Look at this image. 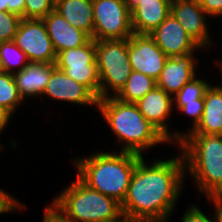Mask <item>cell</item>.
Masks as SVG:
<instances>
[{
	"label": "cell",
	"mask_w": 222,
	"mask_h": 222,
	"mask_svg": "<svg viewBox=\"0 0 222 222\" xmlns=\"http://www.w3.org/2000/svg\"><path fill=\"white\" fill-rule=\"evenodd\" d=\"M150 164L143 156L139 159L121 204L122 215L143 222H168L185 183L184 158L181 153Z\"/></svg>",
	"instance_id": "obj_1"
},
{
	"label": "cell",
	"mask_w": 222,
	"mask_h": 222,
	"mask_svg": "<svg viewBox=\"0 0 222 222\" xmlns=\"http://www.w3.org/2000/svg\"><path fill=\"white\" fill-rule=\"evenodd\" d=\"M144 155L132 152H95L74 160L77 177L87 186L122 204L134 169Z\"/></svg>",
	"instance_id": "obj_2"
},
{
	"label": "cell",
	"mask_w": 222,
	"mask_h": 222,
	"mask_svg": "<svg viewBox=\"0 0 222 222\" xmlns=\"http://www.w3.org/2000/svg\"><path fill=\"white\" fill-rule=\"evenodd\" d=\"M97 109L110 127L120 151L139 155L147 149L170 142L140 113L135 103H125L110 96L98 100Z\"/></svg>",
	"instance_id": "obj_3"
},
{
	"label": "cell",
	"mask_w": 222,
	"mask_h": 222,
	"mask_svg": "<svg viewBox=\"0 0 222 222\" xmlns=\"http://www.w3.org/2000/svg\"><path fill=\"white\" fill-rule=\"evenodd\" d=\"M177 146L197 193L209 197L222 192V135L187 134Z\"/></svg>",
	"instance_id": "obj_4"
},
{
	"label": "cell",
	"mask_w": 222,
	"mask_h": 222,
	"mask_svg": "<svg viewBox=\"0 0 222 222\" xmlns=\"http://www.w3.org/2000/svg\"><path fill=\"white\" fill-rule=\"evenodd\" d=\"M52 201L73 222H110L122 215L120 203L90 188L78 177Z\"/></svg>",
	"instance_id": "obj_5"
},
{
	"label": "cell",
	"mask_w": 222,
	"mask_h": 222,
	"mask_svg": "<svg viewBox=\"0 0 222 222\" xmlns=\"http://www.w3.org/2000/svg\"><path fill=\"white\" fill-rule=\"evenodd\" d=\"M95 50L100 79V99L115 97L132 72L128 56V39L95 41ZM111 91L113 93L109 94Z\"/></svg>",
	"instance_id": "obj_6"
},
{
	"label": "cell",
	"mask_w": 222,
	"mask_h": 222,
	"mask_svg": "<svg viewBox=\"0 0 222 222\" xmlns=\"http://www.w3.org/2000/svg\"><path fill=\"white\" fill-rule=\"evenodd\" d=\"M95 41L129 39L133 32L126 0H92Z\"/></svg>",
	"instance_id": "obj_7"
},
{
	"label": "cell",
	"mask_w": 222,
	"mask_h": 222,
	"mask_svg": "<svg viewBox=\"0 0 222 222\" xmlns=\"http://www.w3.org/2000/svg\"><path fill=\"white\" fill-rule=\"evenodd\" d=\"M55 65L73 80L86 86L100 99V79L94 39L85 45L59 52Z\"/></svg>",
	"instance_id": "obj_8"
},
{
	"label": "cell",
	"mask_w": 222,
	"mask_h": 222,
	"mask_svg": "<svg viewBox=\"0 0 222 222\" xmlns=\"http://www.w3.org/2000/svg\"><path fill=\"white\" fill-rule=\"evenodd\" d=\"M13 41L29 62H56L57 54L42 19L22 18Z\"/></svg>",
	"instance_id": "obj_9"
},
{
	"label": "cell",
	"mask_w": 222,
	"mask_h": 222,
	"mask_svg": "<svg viewBox=\"0 0 222 222\" xmlns=\"http://www.w3.org/2000/svg\"><path fill=\"white\" fill-rule=\"evenodd\" d=\"M128 56L132 71L158 80L168 56L149 34L133 33L128 39Z\"/></svg>",
	"instance_id": "obj_10"
},
{
	"label": "cell",
	"mask_w": 222,
	"mask_h": 222,
	"mask_svg": "<svg viewBox=\"0 0 222 222\" xmlns=\"http://www.w3.org/2000/svg\"><path fill=\"white\" fill-rule=\"evenodd\" d=\"M173 97L159 87H155L145 96L138 100L137 105L140 113L169 141L178 144L183 138L180 131L169 132L167 123L173 112ZM172 110V111H171ZM170 115V116H169Z\"/></svg>",
	"instance_id": "obj_11"
},
{
	"label": "cell",
	"mask_w": 222,
	"mask_h": 222,
	"mask_svg": "<svg viewBox=\"0 0 222 222\" xmlns=\"http://www.w3.org/2000/svg\"><path fill=\"white\" fill-rule=\"evenodd\" d=\"M156 45L168 56L175 57L201 50L180 22L170 13L166 19L149 34Z\"/></svg>",
	"instance_id": "obj_12"
},
{
	"label": "cell",
	"mask_w": 222,
	"mask_h": 222,
	"mask_svg": "<svg viewBox=\"0 0 222 222\" xmlns=\"http://www.w3.org/2000/svg\"><path fill=\"white\" fill-rule=\"evenodd\" d=\"M171 13L200 47H210L212 39L206 23L208 15L199 0H171Z\"/></svg>",
	"instance_id": "obj_13"
},
{
	"label": "cell",
	"mask_w": 222,
	"mask_h": 222,
	"mask_svg": "<svg viewBox=\"0 0 222 222\" xmlns=\"http://www.w3.org/2000/svg\"><path fill=\"white\" fill-rule=\"evenodd\" d=\"M73 103L81 106L98 105V98L84 85L76 82L62 70L55 67L52 70L50 81L42 96Z\"/></svg>",
	"instance_id": "obj_14"
},
{
	"label": "cell",
	"mask_w": 222,
	"mask_h": 222,
	"mask_svg": "<svg viewBox=\"0 0 222 222\" xmlns=\"http://www.w3.org/2000/svg\"><path fill=\"white\" fill-rule=\"evenodd\" d=\"M133 32L150 34L171 13V0H126Z\"/></svg>",
	"instance_id": "obj_15"
},
{
	"label": "cell",
	"mask_w": 222,
	"mask_h": 222,
	"mask_svg": "<svg viewBox=\"0 0 222 222\" xmlns=\"http://www.w3.org/2000/svg\"><path fill=\"white\" fill-rule=\"evenodd\" d=\"M194 54L168 57L156 81L157 87L172 97L175 96L186 83L196 77L197 58Z\"/></svg>",
	"instance_id": "obj_16"
},
{
	"label": "cell",
	"mask_w": 222,
	"mask_h": 222,
	"mask_svg": "<svg viewBox=\"0 0 222 222\" xmlns=\"http://www.w3.org/2000/svg\"><path fill=\"white\" fill-rule=\"evenodd\" d=\"M42 20L56 54L65 49L85 45L92 39L85 31L70 25L55 10L48 13Z\"/></svg>",
	"instance_id": "obj_17"
},
{
	"label": "cell",
	"mask_w": 222,
	"mask_h": 222,
	"mask_svg": "<svg viewBox=\"0 0 222 222\" xmlns=\"http://www.w3.org/2000/svg\"><path fill=\"white\" fill-rule=\"evenodd\" d=\"M55 63L29 62L21 71L13 73L17 90L21 98L42 96L50 81Z\"/></svg>",
	"instance_id": "obj_18"
},
{
	"label": "cell",
	"mask_w": 222,
	"mask_h": 222,
	"mask_svg": "<svg viewBox=\"0 0 222 222\" xmlns=\"http://www.w3.org/2000/svg\"><path fill=\"white\" fill-rule=\"evenodd\" d=\"M187 134L222 135V91L209 86L204 95V111L198 125Z\"/></svg>",
	"instance_id": "obj_19"
},
{
	"label": "cell",
	"mask_w": 222,
	"mask_h": 222,
	"mask_svg": "<svg viewBox=\"0 0 222 222\" xmlns=\"http://www.w3.org/2000/svg\"><path fill=\"white\" fill-rule=\"evenodd\" d=\"M54 10L70 25L93 36L92 0H55Z\"/></svg>",
	"instance_id": "obj_20"
},
{
	"label": "cell",
	"mask_w": 222,
	"mask_h": 222,
	"mask_svg": "<svg viewBox=\"0 0 222 222\" xmlns=\"http://www.w3.org/2000/svg\"><path fill=\"white\" fill-rule=\"evenodd\" d=\"M156 86V80L138 71H132L124 87L115 98L125 103H136Z\"/></svg>",
	"instance_id": "obj_21"
},
{
	"label": "cell",
	"mask_w": 222,
	"mask_h": 222,
	"mask_svg": "<svg viewBox=\"0 0 222 222\" xmlns=\"http://www.w3.org/2000/svg\"><path fill=\"white\" fill-rule=\"evenodd\" d=\"M0 63L2 72L13 74L26 67L29 61L26 54L12 40L0 43Z\"/></svg>",
	"instance_id": "obj_22"
},
{
	"label": "cell",
	"mask_w": 222,
	"mask_h": 222,
	"mask_svg": "<svg viewBox=\"0 0 222 222\" xmlns=\"http://www.w3.org/2000/svg\"><path fill=\"white\" fill-rule=\"evenodd\" d=\"M24 102L21 98L12 73H0V106L6 108L12 114L19 105Z\"/></svg>",
	"instance_id": "obj_23"
},
{
	"label": "cell",
	"mask_w": 222,
	"mask_h": 222,
	"mask_svg": "<svg viewBox=\"0 0 222 222\" xmlns=\"http://www.w3.org/2000/svg\"><path fill=\"white\" fill-rule=\"evenodd\" d=\"M211 83L206 80L198 79L194 77L190 82L186 83L181 90L173 96V104H175L177 110L187 103H197L198 99H204L206 90Z\"/></svg>",
	"instance_id": "obj_24"
},
{
	"label": "cell",
	"mask_w": 222,
	"mask_h": 222,
	"mask_svg": "<svg viewBox=\"0 0 222 222\" xmlns=\"http://www.w3.org/2000/svg\"><path fill=\"white\" fill-rule=\"evenodd\" d=\"M21 17L17 14L0 12V43L14 40Z\"/></svg>",
	"instance_id": "obj_25"
},
{
	"label": "cell",
	"mask_w": 222,
	"mask_h": 222,
	"mask_svg": "<svg viewBox=\"0 0 222 222\" xmlns=\"http://www.w3.org/2000/svg\"><path fill=\"white\" fill-rule=\"evenodd\" d=\"M55 0H25L24 18L43 19L54 10Z\"/></svg>",
	"instance_id": "obj_26"
},
{
	"label": "cell",
	"mask_w": 222,
	"mask_h": 222,
	"mask_svg": "<svg viewBox=\"0 0 222 222\" xmlns=\"http://www.w3.org/2000/svg\"><path fill=\"white\" fill-rule=\"evenodd\" d=\"M179 111L192 118V127L193 130L201 120L203 111H204V99H198L197 103H187L182 106Z\"/></svg>",
	"instance_id": "obj_27"
},
{
	"label": "cell",
	"mask_w": 222,
	"mask_h": 222,
	"mask_svg": "<svg viewBox=\"0 0 222 222\" xmlns=\"http://www.w3.org/2000/svg\"><path fill=\"white\" fill-rule=\"evenodd\" d=\"M16 199L7 192H0V214L26 209L25 205Z\"/></svg>",
	"instance_id": "obj_28"
},
{
	"label": "cell",
	"mask_w": 222,
	"mask_h": 222,
	"mask_svg": "<svg viewBox=\"0 0 222 222\" xmlns=\"http://www.w3.org/2000/svg\"><path fill=\"white\" fill-rule=\"evenodd\" d=\"M44 210L41 222H73L53 201Z\"/></svg>",
	"instance_id": "obj_29"
},
{
	"label": "cell",
	"mask_w": 222,
	"mask_h": 222,
	"mask_svg": "<svg viewBox=\"0 0 222 222\" xmlns=\"http://www.w3.org/2000/svg\"><path fill=\"white\" fill-rule=\"evenodd\" d=\"M186 212L183 214L181 222H216L214 216L208 218L201 209L196 205H189Z\"/></svg>",
	"instance_id": "obj_30"
},
{
	"label": "cell",
	"mask_w": 222,
	"mask_h": 222,
	"mask_svg": "<svg viewBox=\"0 0 222 222\" xmlns=\"http://www.w3.org/2000/svg\"><path fill=\"white\" fill-rule=\"evenodd\" d=\"M199 3L209 18L222 17V0H199Z\"/></svg>",
	"instance_id": "obj_31"
},
{
	"label": "cell",
	"mask_w": 222,
	"mask_h": 222,
	"mask_svg": "<svg viewBox=\"0 0 222 222\" xmlns=\"http://www.w3.org/2000/svg\"><path fill=\"white\" fill-rule=\"evenodd\" d=\"M4 5H6V11L24 18L25 0H4Z\"/></svg>",
	"instance_id": "obj_32"
},
{
	"label": "cell",
	"mask_w": 222,
	"mask_h": 222,
	"mask_svg": "<svg viewBox=\"0 0 222 222\" xmlns=\"http://www.w3.org/2000/svg\"><path fill=\"white\" fill-rule=\"evenodd\" d=\"M207 199L214 206V210L216 209V212L214 213L215 221L222 222V192L213 194L207 197Z\"/></svg>",
	"instance_id": "obj_33"
},
{
	"label": "cell",
	"mask_w": 222,
	"mask_h": 222,
	"mask_svg": "<svg viewBox=\"0 0 222 222\" xmlns=\"http://www.w3.org/2000/svg\"><path fill=\"white\" fill-rule=\"evenodd\" d=\"M12 115L10 111L0 106V135L7 128L6 126L10 123Z\"/></svg>",
	"instance_id": "obj_34"
},
{
	"label": "cell",
	"mask_w": 222,
	"mask_h": 222,
	"mask_svg": "<svg viewBox=\"0 0 222 222\" xmlns=\"http://www.w3.org/2000/svg\"><path fill=\"white\" fill-rule=\"evenodd\" d=\"M117 222H143V221H139L136 219H133L129 216H125V215H121L118 219Z\"/></svg>",
	"instance_id": "obj_35"
},
{
	"label": "cell",
	"mask_w": 222,
	"mask_h": 222,
	"mask_svg": "<svg viewBox=\"0 0 222 222\" xmlns=\"http://www.w3.org/2000/svg\"><path fill=\"white\" fill-rule=\"evenodd\" d=\"M220 62H218V65L220 64L219 66V69H220V72H221V77H222V59L219 60ZM221 82V85H216L221 91H222V81Z\"/></svg>",
	"instance_id": "obj_36"
},
{
	"label": "cell",
	"mask_w": 222,
	"mask_h": 222,
	"mask_svg": "<svg viewBox=\"0 0 222 222\" xmlns=\"http://www.w3.org/2000/svg\"><path fill=\"white\" fill-rule=\"evenodd\" d=\"M6 11V5H4V0H0V12Z\"/></svg>",
	"instance_id": "obj_37"
}]
</instances>
